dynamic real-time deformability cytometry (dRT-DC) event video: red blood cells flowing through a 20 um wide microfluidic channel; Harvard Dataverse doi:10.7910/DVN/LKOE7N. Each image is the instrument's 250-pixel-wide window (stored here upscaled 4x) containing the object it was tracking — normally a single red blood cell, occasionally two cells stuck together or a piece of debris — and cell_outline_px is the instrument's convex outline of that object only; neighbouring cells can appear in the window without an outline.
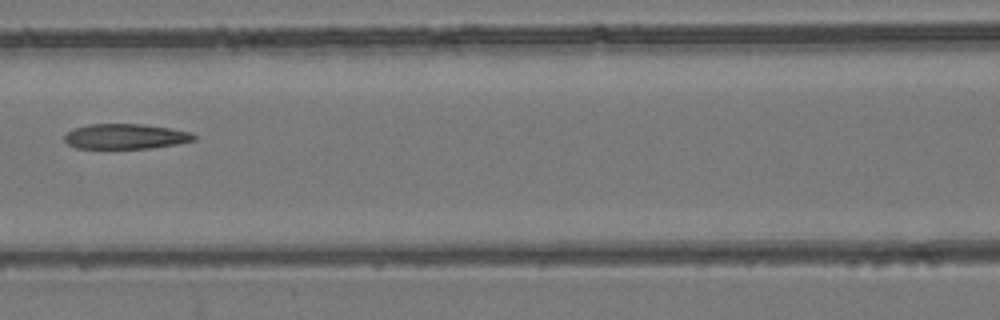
{"species": "common noctule bat (a hibernating species)", "species_latin": "Nyctalus noctula", "temperature_condition": "room temperature", "stored_images_in_passage": 8, "camera_frame_rate_fps": 3000, "um_per_image_px": 0.085, "animal": {"sex": "female", "body_mass_g": 24.6, "forearm_length_mm": 56.2}, "frame": {"image": 1, "passage_image": 7, "time_ms": 7.0, "image_size_px": [1000, 320], "cell_outline_px": [[196, 140], [176, 144], [152, 148], [76, 148], [68, 144], [64, 140], [64, 136], [72, 128], [88, 124], [144, 124], [172, 128], [192, 132], [196, 136]], "centroid_in_image_um": [10.69, 11.59], "position_along_channel_um": 155.9, "area_um2": 19.13}}
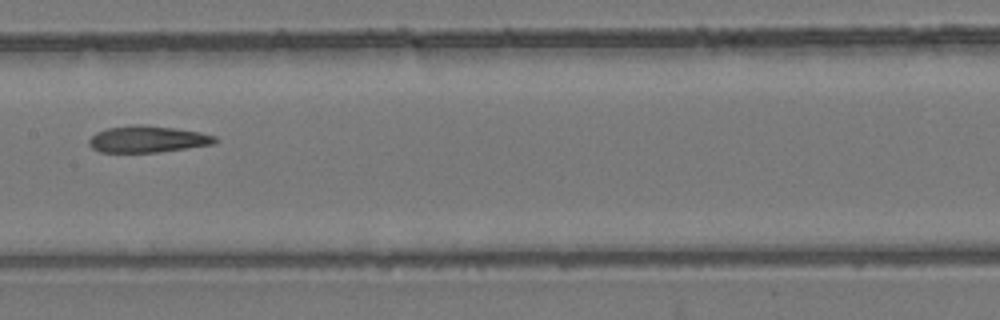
{"frame": {"image": 2, "passage_image": 8, "time_ms": 8.0, "image_size_px": [1000, 320], "cell_outline_px": [[220, 140], [216, 144], [160, 152], [100, 152], [92, 148], [88, 144], [88, 140], [96, 132], [108, 128], [136, 124], [144, 124], [176, 128], [200, 132], [216, 136]], "centroid_in_image_um": [12.59, 11.83], "position_along_channel_um": 194.8, "area_um2": 19.83}}